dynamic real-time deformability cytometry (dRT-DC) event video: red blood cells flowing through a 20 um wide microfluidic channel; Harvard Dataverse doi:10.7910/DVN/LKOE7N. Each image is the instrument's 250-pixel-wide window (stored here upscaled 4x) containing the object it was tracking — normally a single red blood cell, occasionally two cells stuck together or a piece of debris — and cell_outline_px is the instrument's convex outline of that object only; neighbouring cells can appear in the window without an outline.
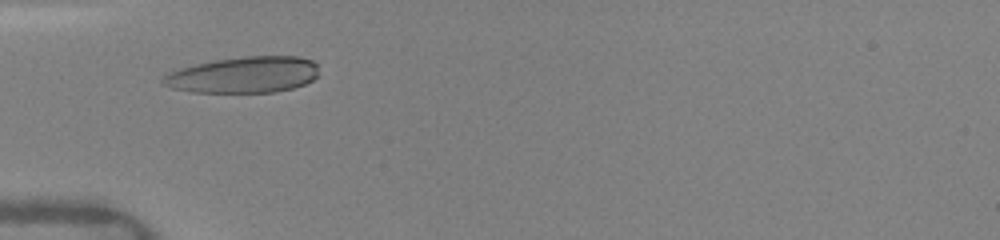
{"species": "human", "species_latin": "Homo sapiens", "temperature_condition": "warm", "stored_images_in_passage": 42, "camera_frame_rate_fps": 3000, "um_per_image_px": 0.085, "donor": {"sex": "female"}, "frame": {"image": 1, "passage_image": 10, "time_ms": 2.667, "image_size_px": [1000, 240], "cell_outline_px": [[316, 76], [312, 80], [304, 84], [292, 88], [276, 92], [192, 92], [172, 88], [160, 84], [160, 80], [168, 72], [180, 68], [196, 64], [216, 60], [244, 56], [300, 56], [312, 60], [316, 64]], "centroid_in_image_um": [20.67, 6.36], "position_along_channel_um": 64.3, "area_um2": 32.89}}
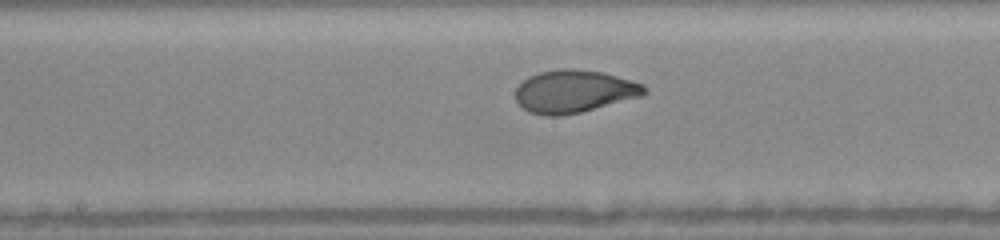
{"frame": {"image": 2, "passage_image": 21, "time_ms": 6.0, "image_size_px": [1000, 240], "cell_outline_px": [[648, 92], [640, 96], [580, 112], [560, 116], [544, 116], [528, 112], [516, 100], [516, 88], [528, 76], [540, 72], [564, 68], [572, 68], [600, 72], [616, 76], [644, 84], [648, 88]], "centroid_in_image_um": [48.78, 7.77], "position_along_channel_um": 199.4, "area_um2": 31.79}}
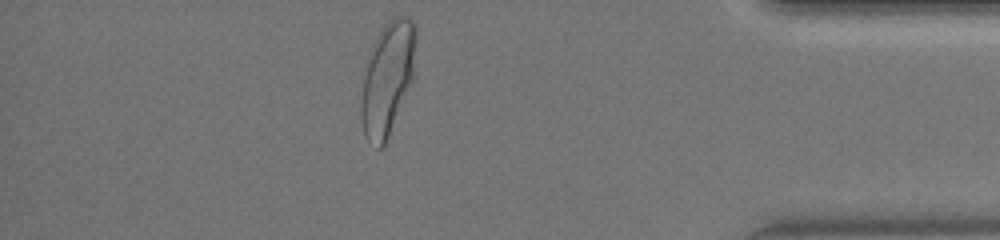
{"frame": {"image": 3, "passage_image": 37, "time_ms": 11.667, "image_size_px": [1000, 240], "cell_outline_px": [[416, 36], [412, 76], [388, 136], [384, 144], [380, 148], [368, 140], [364, 136], [360, 116], [360, 100], [364, 60], [376, 36], [384, 24], [392, 16], [404, 16], [412, 20], [416, 28]], "centroid_in_image_um": [32.86, 6.58], "position_along_channel_um": 402.3, "area_um2": 35.89}, "authors_computed_cell_mechanics": {"area_um2": 31.7322, "velocity_mm_per_s": 4.1337, "shape_relaxation_time_tau1_ms": 3.2105, "shape_relaxation_time_tau2_ms": null, "deformation_change_tau1": 0.1762, "deformation_change_tau2": null}}